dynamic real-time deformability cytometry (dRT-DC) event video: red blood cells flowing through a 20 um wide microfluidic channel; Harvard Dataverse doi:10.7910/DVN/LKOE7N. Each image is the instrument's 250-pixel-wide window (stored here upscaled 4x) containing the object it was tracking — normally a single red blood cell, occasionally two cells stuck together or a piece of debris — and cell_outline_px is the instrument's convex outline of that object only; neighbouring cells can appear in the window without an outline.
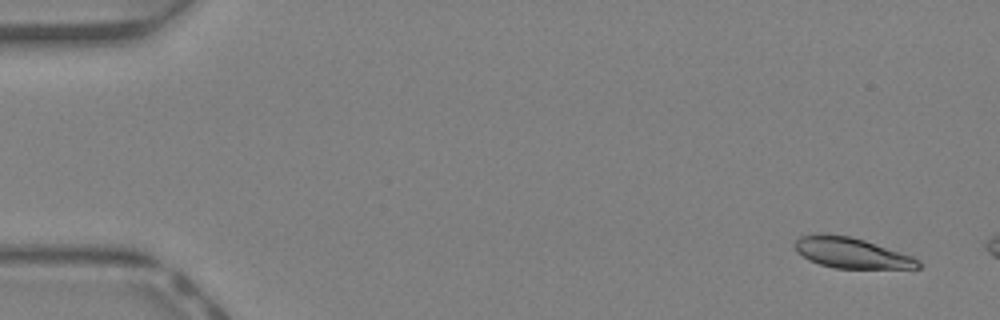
{"species": "Egyptian fruit bat (a non-hibernating species)", "species_latin": "Rousettus aegyptiacus", "temperature_condition": "warm", "stored_images_in_passage": 7, "camera_frame_rate_fps": 3000, "um_per_image_px": 0.085, "animal": {"sex": "female"}, "frame": {"image": 1, "passage_image": 2, "time_ms": 0.333, "image_size_px": [1000, 320], "cell_outline_px": [[920, 268], [836, 268], [820, 264], [808, 260], [796, 248], [796, 240], [800, 236], [816, 232], [820, 232], [848, 236], [864, 240], [912, 256], [920, 260]], "centroid_in_image_um": [72.36, 21.48], "position_along_channel_um": 12.6, "area_um2": 21.73}}